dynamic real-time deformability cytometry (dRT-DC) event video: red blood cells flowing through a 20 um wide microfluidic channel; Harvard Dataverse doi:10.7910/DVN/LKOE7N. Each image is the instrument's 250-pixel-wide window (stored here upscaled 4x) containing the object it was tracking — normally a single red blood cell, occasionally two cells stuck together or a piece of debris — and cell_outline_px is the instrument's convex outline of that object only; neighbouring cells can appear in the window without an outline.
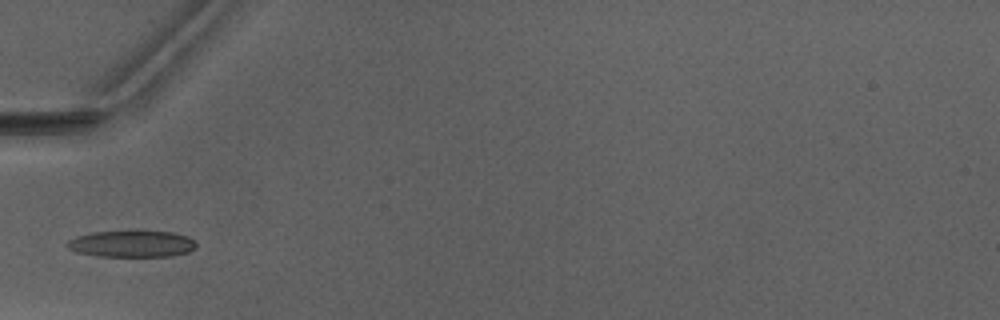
{"species": "Egyptian fruit bat (a non-hibernating species)", "species_latin": "Rousettus aegyptiacus", "temperature_condition": "warm", "stored_images_in_passage": 2, "camera_frame_rate_fps": 3000, "um_per_image_px": 0.085, "animal": {"sex": "male"}, "frame": {"image": 1, "passage_image": 2, "time_ms": 1.333, "image_size_px": [1000, 320], "cell_outline_px": [[196, 248], [188, 252], [172, 256], [96, 256], [76, 252], [68, 248], [64, 244], [68, 240], [76, 236], [92, 232], [172, 232], [188, 236], [196, 244]], "centroid_in_image_um": [11.17, 20.74], "position_along_channel_um": 73.8, "area_um2": 19.83}}